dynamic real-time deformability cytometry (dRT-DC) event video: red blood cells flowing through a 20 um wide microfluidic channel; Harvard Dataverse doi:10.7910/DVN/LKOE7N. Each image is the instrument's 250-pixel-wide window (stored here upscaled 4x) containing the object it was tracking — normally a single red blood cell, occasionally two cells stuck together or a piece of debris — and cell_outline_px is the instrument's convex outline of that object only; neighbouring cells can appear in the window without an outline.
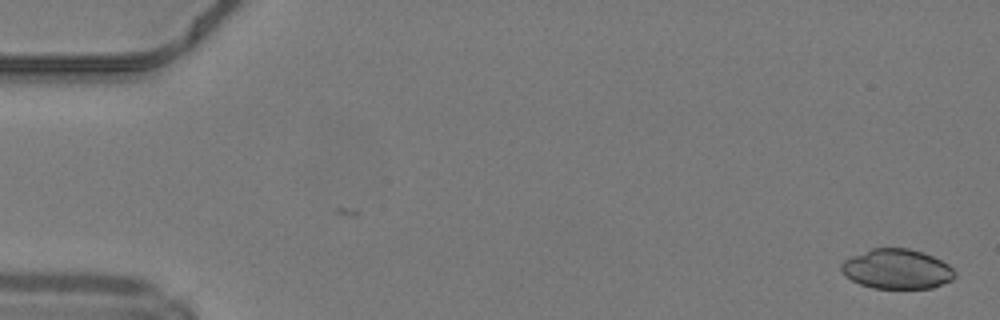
{"species": "common noctule bat (a hibernating species)", "species_latin": "Nyctalus noctula", "temperature_condition": "warm", "stored_images_in_passage": 2, "camera_frame_rate_fps": 3000, "um_per_image_px": 0.085, "animal": {"sex": "male", "body_mass_g": 19.2, "forearm_length_mm": 51.8}, "frame": {"image": 1, "passage_image": 1, "time_ms": 0.0, "image_size_px": [1000, 320], "cell_outline_px": [[956, 276], [952, 280], [932, 288], [872, 288], [860, 284], [844, 276], [840, 272], [840, 264], [844, 260], [852, 256], [872, 248], [908, 248], [924, 252], [948, 264], [956, 272]], "centroid_in_image_um": [76.22, 22.87], "position_along_channel_um": 8.8, "area_um2": 26.47}}